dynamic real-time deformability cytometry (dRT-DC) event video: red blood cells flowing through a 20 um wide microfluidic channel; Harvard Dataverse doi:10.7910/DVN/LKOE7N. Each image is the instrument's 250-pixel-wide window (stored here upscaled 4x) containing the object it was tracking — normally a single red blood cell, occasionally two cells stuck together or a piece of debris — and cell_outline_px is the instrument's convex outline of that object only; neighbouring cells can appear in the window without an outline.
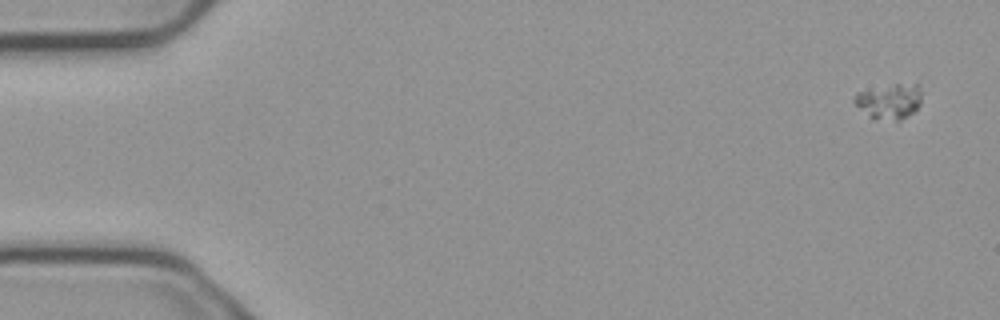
{"species": "common noctule bat (a hibernating species)", "species_latin": "Nyctalus noctula", "temperature_condition": "cold", "stored_images_in_passage": 5, "camera_frame_rate_fps": 3000, "um_per_image_px": 0.085, "animal": {"sex": "male", "body_mass_g": 23.1, "forearm_length_mm": 52.7}, "frame": {"image": 1, "passage_image": 1, "time_ms": 0.0, "image_size_px": [1000, 320], "cell_outline_px": [[920, 104], [908, 116], [900, 120], [872, 120], [852, 100], [856, 92], [896, 84], [916, 84], [920, 96]], "centroid_in_image_um": [75.54, 8.64], "position_along_channel_um": 9.5, "area_um2": 13.58}}
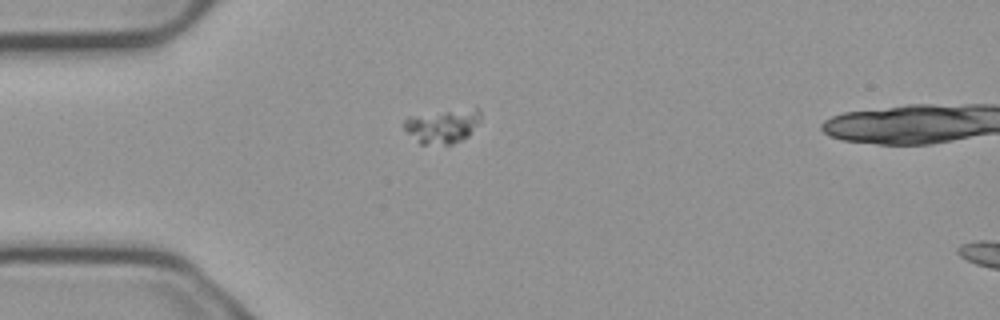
{"frame": {"image": 2, "passage_image": 4, "time_ms": 1.0, "image_size_px": [1000, 320], "cell_outline_px": [[480, 120], [468, 136], [452, 144], [420, 144], [404, 128], [404, 120], [408, 116], [476, 108], [480, 108]], "centroid_in_image_um": [37.61, 10.72], "position_along_channel_um": 47.4, "area_um2": 14.74}}